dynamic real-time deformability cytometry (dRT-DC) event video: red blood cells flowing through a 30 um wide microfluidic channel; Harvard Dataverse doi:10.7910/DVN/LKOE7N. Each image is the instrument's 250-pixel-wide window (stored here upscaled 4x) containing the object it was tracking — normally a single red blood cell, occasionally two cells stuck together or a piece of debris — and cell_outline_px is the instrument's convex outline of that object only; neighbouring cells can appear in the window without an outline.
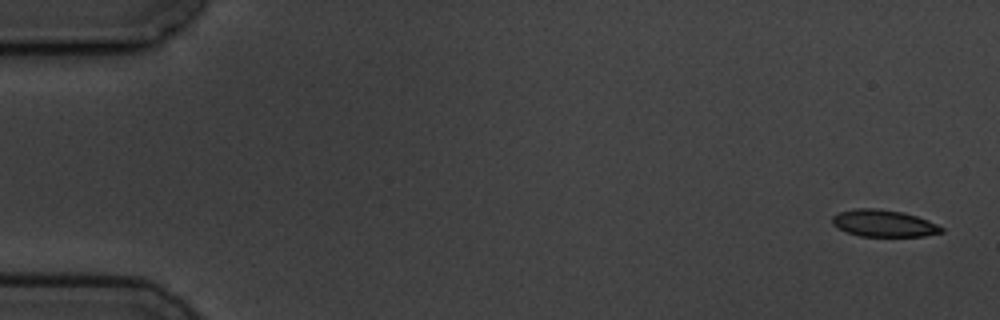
{"species": "common noctule bat (a hibernating species)", "species_latin": "Nyctalus noctula", "temperature_condition": "cold", "stored_images_in_passage": 6, "camera_frame_rate_fps": 3000, "um_per_image_px": 0.085, "animal": {"sex": "male", "body_mass_g": 19.5, "forearm_length_mm": 54.6}, "frame": {"image": 1, "passage_image": 1, "time_ms": 0.0, "image_size_px": [1000, 320], "cell_outline_px": [[944, 232], [924, 236], [860, 236], [848, 232], [832, 224], [832, 216], [840, 212], [856, 208], [880, 208], [904, 212], [928, 220], [944, 228]], "centroid_in_image_um": [75.14, 18.97], "position_along_channel_um": 9.9, "area_um2": 17.11}}
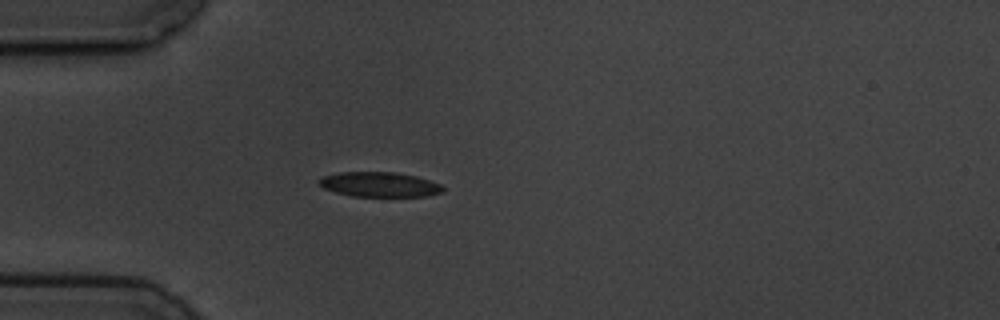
{"frame": {"image": 2, "passage_image": 5, "time_ms": 4.667, "image_size_px": [1000, 320], "cell_outline_px": [[444, 192], [428, 196], [352, 196], [336, 192], [324, 188], [316, 180], [324, 176], [340, 172], [396, 172], [416, 176], [440, 184], [444, 188]], "centroid_in_image_um": [32.27, 15.68], "position_along_channel_um": 52.7, "area_um2": 17.86}}